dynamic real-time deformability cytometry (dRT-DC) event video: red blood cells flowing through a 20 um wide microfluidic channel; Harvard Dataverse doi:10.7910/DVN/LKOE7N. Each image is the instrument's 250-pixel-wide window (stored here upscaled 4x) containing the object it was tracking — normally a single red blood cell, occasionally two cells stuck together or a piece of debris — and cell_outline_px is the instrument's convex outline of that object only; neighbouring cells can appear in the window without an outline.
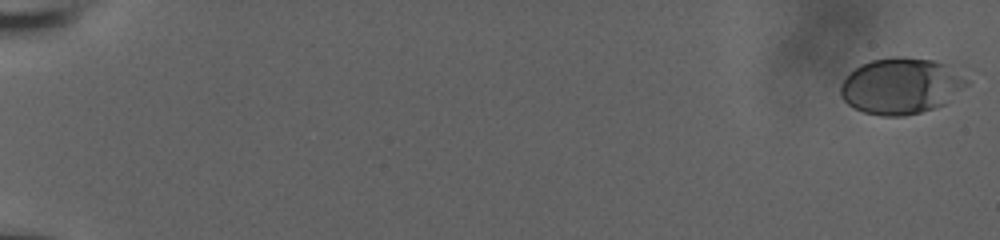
{"species": "human", "species_latin": "Homo sapiens", "temperature_condition": "room temperature", "stored_images_in_passage": 58, "camera_frame_rate_fps": 3000, "um_per_image_px": 0.085, "donor": {"sex": "male"}, "frame": {"image": 1, "passage_image": 1, "time_ms": 0.0, "image_size_px": [1000, 240], "cell_outline_px": [[968, 84], [944, 104], [936, 108], [904, 116], [880, 116], [864, 112], [848, 104], [840, 96], [840, 84], [860, 64], [872, 60], [900, 56], [932, 60], [944, 64], [968, 80]], "centroid_in_image_um": [76.55, 7.32], "position_along_channel_um": 8.4, "area_um2": 40.81}}
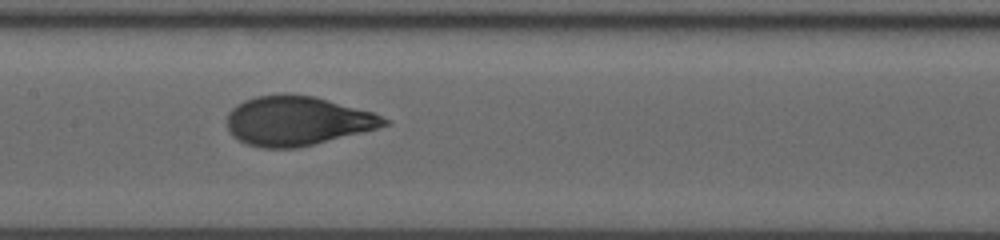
{"frame": {"image": 2, "passage_image": 32, "time_ms": 10.333, "image_size_px": [1000, 240], "cell_outline_px": [[392, 124], [296, 148], [260, 148], [248, 144], [232, 136], [228, 128], [228, 112], [236, 104], [244, 100], [256, 96], [284, 92], [312, 96], [372, 112], [392, 120]], "centroid_in_image_um": [25.23, 10.25], "position_along_channel_um": 182.2, "area_um2": 44.97}}
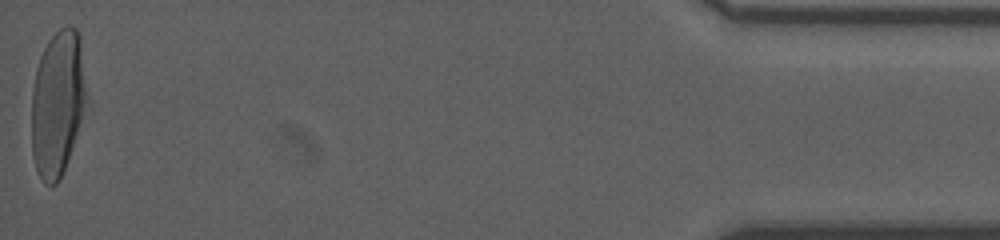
{"frame": {"image": 3, "passage_image": 58, "time_ms": 19.0, "image_size_px": [1000, 240], "cell_outline_px": [[92, 108], [60, 180], [56, 184], [44, 184], [36, 168], [32, 156], [32, 92], [36, 68], [40, 56], [48, 40], [60, 28], [68, 24], [76, 28], [80, 32]], "centroid_in_image_um": [5.02, 8.77], "position_along_channel_um": 430.2, "area_um2": 49.59}, "authors_computed_cell_mechanics": {"area_um2": 43.7835, "velocity_mm_per_s": 3.8249, "shape_relaxation_time_tau1_ms": 5.5725, "shape_relaxation_time_tau2_ms": null, "deformation_change_tau1": 0.2269, "deformation_change_tau2": null}}